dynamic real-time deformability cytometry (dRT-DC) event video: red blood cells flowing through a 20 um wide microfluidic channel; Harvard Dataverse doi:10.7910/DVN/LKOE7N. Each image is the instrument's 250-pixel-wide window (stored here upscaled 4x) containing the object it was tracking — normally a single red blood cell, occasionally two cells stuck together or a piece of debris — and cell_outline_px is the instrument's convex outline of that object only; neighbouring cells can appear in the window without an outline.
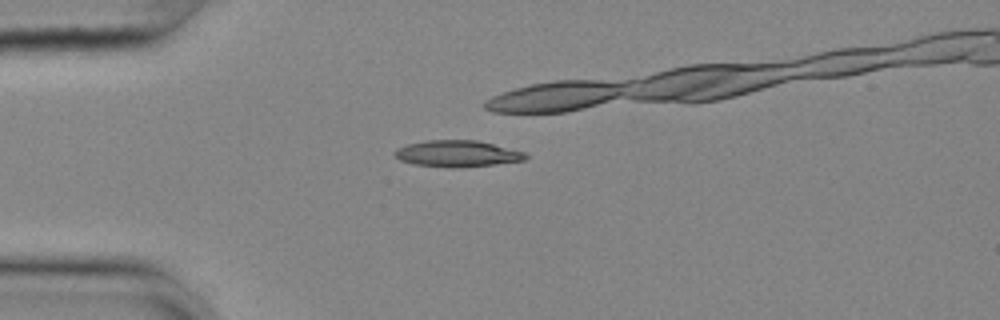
{"species": "common noctule bat (a hibernating species)", "species_latin": "Nyctalus noctula", "temperature_condition": "cold", "stored_images_in_passage": 45, "camera_frame_rate_fps": 3000, "um_per_image_px": 0.085, "animal": {"sex": "female", "body_mass_g": 25.1}, "frame": {"image": 1, "passage_image": 14, "time_ms": 4.333, "image_size_px": [1000, 320], "cell_outline_px": [[528, 156], [524, 160], [496, 164], [452, 168], [448, 168], [412, 164], [400, 160], [392, 152], [396, 148], [408, 144], [428, 140], [476, 140], [524, 152]], "centroid_in_image_um": [38.81, 13.06], "position_along_channel_um": 46.2, "area_um2": 20.06}}